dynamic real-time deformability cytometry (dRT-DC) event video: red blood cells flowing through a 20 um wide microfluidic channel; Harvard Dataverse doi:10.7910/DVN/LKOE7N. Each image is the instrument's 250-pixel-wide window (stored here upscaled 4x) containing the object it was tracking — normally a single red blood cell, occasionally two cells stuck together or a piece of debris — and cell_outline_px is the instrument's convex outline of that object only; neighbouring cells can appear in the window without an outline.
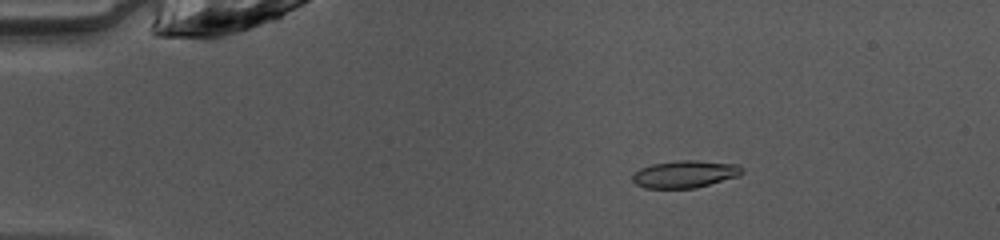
{"species": "common noctule bat (a hibernating species)", "species_latin": "Nyctalus noctula", "temperature_condition": "warm", "stored_images_in_passage": 45, "camera_frame_rate_fps": 3000, "um_per_image_px": 0.085, "animal": {"sex": "female", "body_mass_g": 10.0, "forearm_length_mm": 53.1}, "frame": {"image": 1, "passage_image": 5, "time_ms": 1.333, "image_size_px": [1000, 240], "cell_outline_px": [[744, 172], [740, 176], [696, 188], [644, 188], [636, 184], [632, 180], [632, 172], [640, 168], [652, 164], [676, 160], [696, 160], [740, 164], [744, 168]], "centroid_in_image_um": [58.25, 14.79], "position_along_channel_um": 26.8, "area_um2": 17.8}}
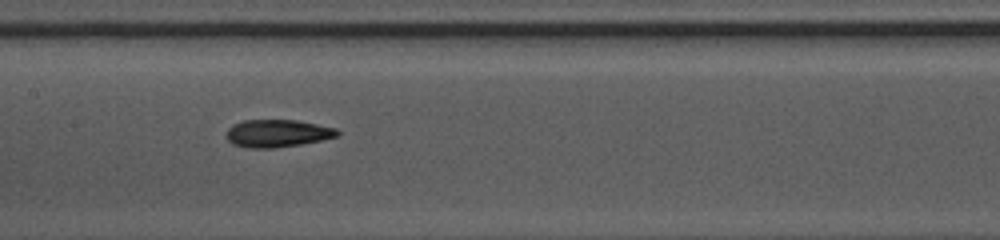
{"frame": {"image": 2, "passage_image": 21, "time_ms": 6.667, "image_size_px": [1000, 240], "cell_outline_px": [[340, 136], [300, 144], [276, 148], [248, 148], [232, 144], [224, 136], [228, 128], [232, 124], [244, 120], [296, 120], [336, 128], [340, 132]], "centroid_in_image_um": [23.54, 11.33], "position_along_channel_um": 183.9, "area_um2": 17.98}}
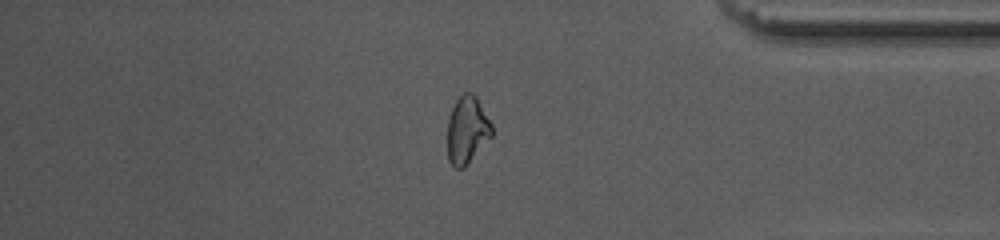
{"frame": {"image": 3, "passage_image": 38, "time_ms": 12.333, "image_size_px": [1000, 240], "cell_outline_px": [[492, 136], [464, 168], [456, 168], [448, 160], [448, 116], [456, 100], [464, 92], [472, 92], [476, 96], [492, 124]], "centroid_in_image_um": [39.7, 11.04], "position_along_channel_um": 395.5, "area_um2": 17.4}, "authors_computed_cell_mechanics": {"area_um2": 17.4556, "velocity_mm_per_s": 4.0851, "shape_relaxation_time_tau1_ms": 5.9854, "shape_relaxation_time_tau2_ms": 2.294, "deformation_change_tau1": 0.1743, "deformation_change_tau2": 0.0861}}